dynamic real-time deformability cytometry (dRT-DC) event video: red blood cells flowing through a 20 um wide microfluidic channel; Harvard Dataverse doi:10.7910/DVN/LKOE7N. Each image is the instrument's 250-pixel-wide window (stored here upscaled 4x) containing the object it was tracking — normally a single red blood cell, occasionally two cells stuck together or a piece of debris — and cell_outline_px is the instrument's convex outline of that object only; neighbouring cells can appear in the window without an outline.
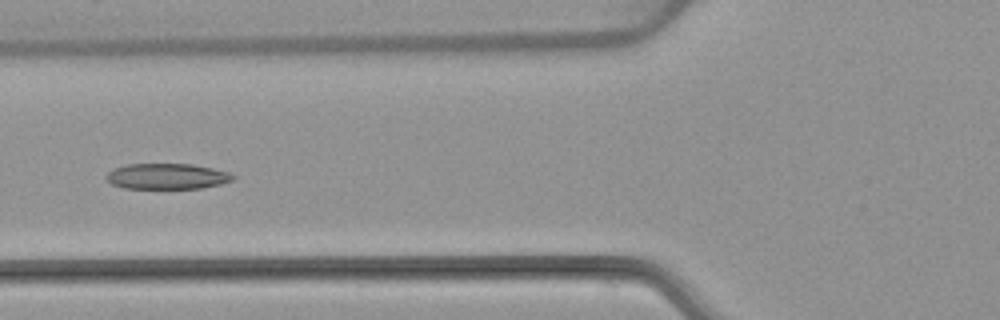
{"species": "common noctule bat (a hibernating species)", "species_latin": "Nyctalus noctula", "temperature_condition": "warm", "stored_images_in_passage": 8, "camera_frame_rate_fps": 3000, "um_per_image_px": 0.085, "animal": {"sex": "female", "body_mass_g": 22.7, "forearm_length_mm": 54.2}, "frame": {"image": 1, "passage_image": 6, "time_ms": 6.333, "image_size_px": [1000, 320], "cell_outline_px": [[236, 176], [232, 180], [220, 184], [204, 188], [124, 188], [112, 184], [104, 176], [112, 168], [128, 164], [192, 164], [212, 168], [228, 172]], "centroid_in_image_um": [14.18, 14.98], "position_along_channel_um": 111.6, "area_um2": 18.96}}
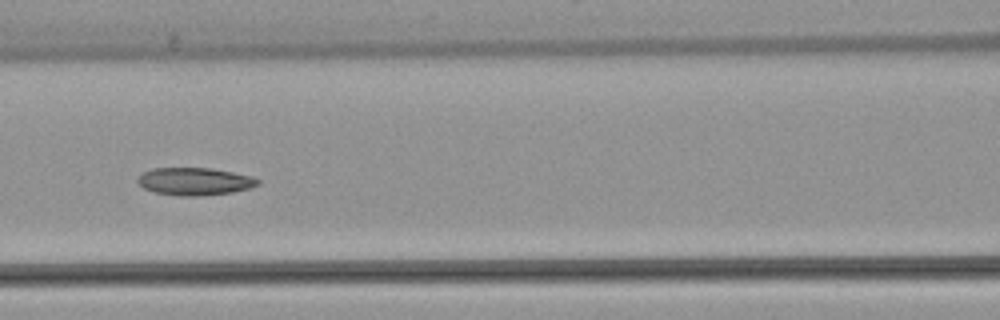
{"frame": {"image": 2, "passage_image": 7, "time_ms": 7.333, "image_size_px": [1000, 320], "cell_outline_px": [[260, 184], [248, 188], [232, 192], [200, 196], [180, 196], [152, 192], [144, 188], [136, 180], [144, 172], [152, 168], [212, 168], [252, 176], [260, 180]], "centroid_in_image_um": [16.55, 15.42], "position_along_channel_um": 150.1, "area_um2": 19.31}}
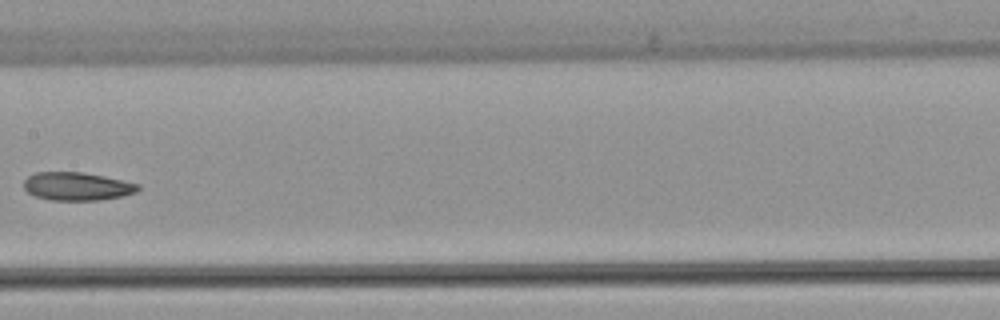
{"frame": {"image": 3, "passage_image": 8, "time_ms": 8.667, "image_size_px": [1000, 320], "cell_outline_px": [[140, 188], [136, 192], [120, 196], [100, 200], [48, 200], [36, 196], [28, 192], [24, 188], [24, 180], [28, 176], [36, 172], [80, 172], [104, 176], [124, 180], [140, 184]], "centroid_in_image_um": [6.55, 15.83], "position_along_channel_um": 200.9, "area_um2": 18.73}}